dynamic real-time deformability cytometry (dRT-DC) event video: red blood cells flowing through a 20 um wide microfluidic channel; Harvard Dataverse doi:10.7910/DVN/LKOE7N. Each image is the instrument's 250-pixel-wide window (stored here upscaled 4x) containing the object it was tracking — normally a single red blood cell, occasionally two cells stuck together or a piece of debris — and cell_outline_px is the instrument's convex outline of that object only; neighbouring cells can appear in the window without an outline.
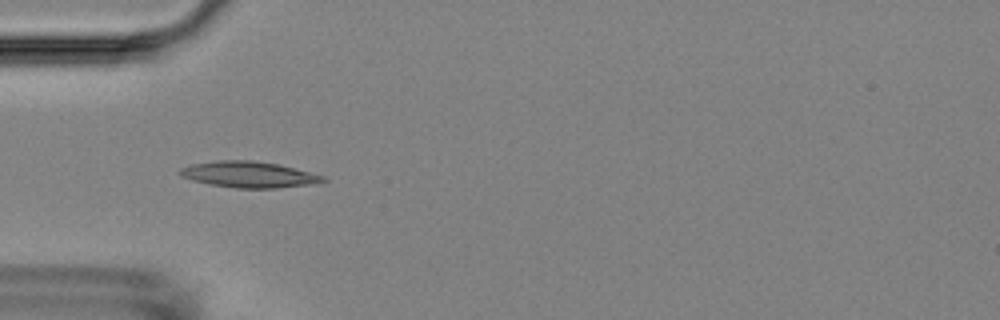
{"species": "Egyptian fruit bat (a non-hibernating species)", "species_latin": "Rousettus aegyptiacus", "temperature_condition": "room temperature", "stored_images_in_passage": 6, "camera_frame_rate_fps": 3000, "um_per_image_px": 0.085, "animal": {"sex": "female"}, "frame": {"image": 1, "passage_image": 5, "time_ms": 4.667, "image_size_px": [1000, 320], "cell_outline_px": [[328, 180], [316, 184], [276, 188], [236, 188], [212, 184], [192, 180], [180, 176], [176, 172], [180, 168], [192, 164], [216, 160], [252, 160], [280, 164], [324, 176]], "centroid_in_image_um": [21.16, 14.83], "position_along_channel_um": 63.8, "area_um2": 21.91}}
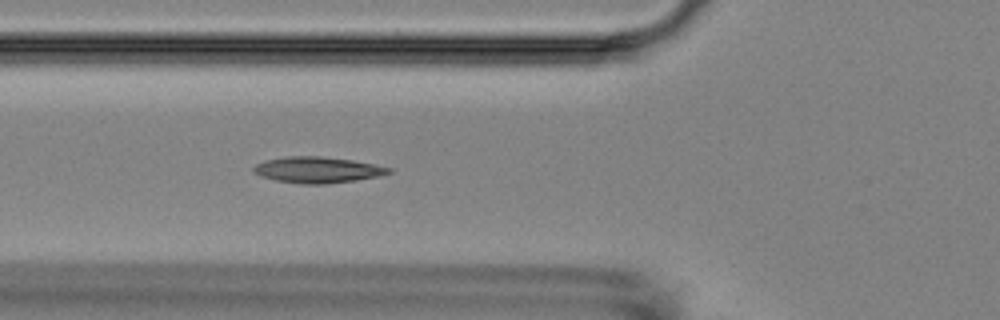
{"frame": {"image": 2, "passage_image": 6, "time_ms": 5.667, "image_size_px": [1000, 320], "cell_outline_px": [[392, 172], [380, 176], [356, 180], [324, 184], [300, 184], [276, 180], [260, 176], [252, 172], [252, 168], [256, 164], [264, 160], [288, 156], [320, 156], [352, 160], [392, 168]], "centroid_in_image_um": [26.96, 14.44], "position_along_channel_um": 98.8, "area_um2": 20.58}}